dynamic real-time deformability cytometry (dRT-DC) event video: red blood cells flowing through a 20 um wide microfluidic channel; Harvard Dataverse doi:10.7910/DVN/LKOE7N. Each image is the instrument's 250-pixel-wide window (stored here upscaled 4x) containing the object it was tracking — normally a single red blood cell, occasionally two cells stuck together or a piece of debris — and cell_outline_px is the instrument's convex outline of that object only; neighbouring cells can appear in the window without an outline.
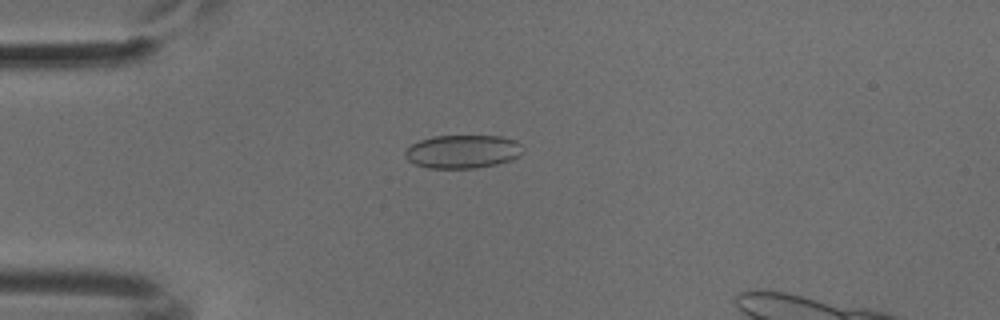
{"species": "common noctule bat (a hibernating species)", "species_latin": "Nyctalus noctula", "temperature_condition": "cold", "stored_images_in_passage": 50, "camera_frame_rate_fps": 3000, "um_per_image_px": 0.085, "animal": {"sex": "male", "body_mass_g": 18.8}, "frame": {"image": 1, "passage_image": 14, "time_ms": 4.333, "image_size_px": [1000, 320], "cell_outline_px": [[524, 148], [520, 156], [512, 160], [496, 164], [476, 168], [428, 168], [416, 164], [408, 160], [404, 156], [404, 152], [412, 144], [420, 140], [432, 136], [500, 136], [516, 140]], "centroid_in_image_um": [39.35, 12.88], "position_along_channel_um": 45.6, "area_um2": 23.0}}
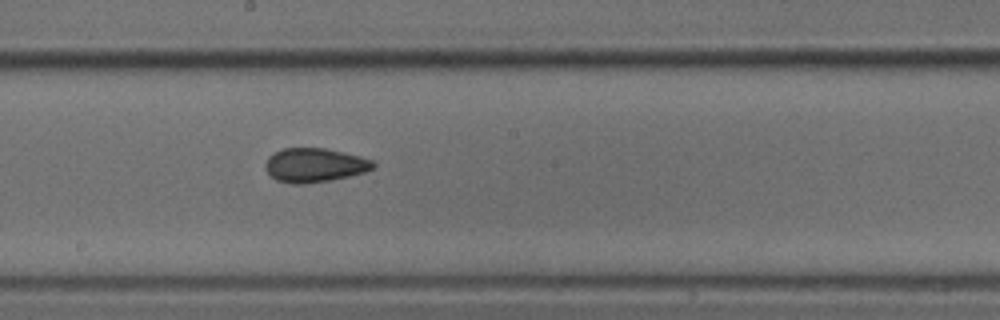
{"frame": {"image": 2, "passage_image": 29, "time_ms": 9.333, "image_size_px": [1000, 320], "cell_outline_px": [[376, 164], [372, 168], [364, 172], [348, 176], [328, 180], [304, 184], [292, 184], [276, 180], [264, 168], [264, 164], [268, 156], [284, 148], [324, 148], [344, 152], [360, 156], [372, 160]], "centroid_in_image_um": [26.71, 14.03], "position_along_channel_um": 221.5, "area_um2": 21.27}}
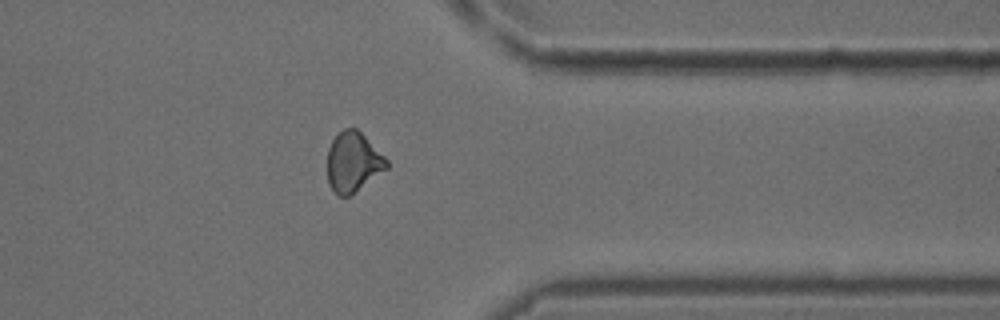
{"frame": {"image": 3, "passage_image": 42, "time_ms": 13.667, "image_size_px": [1000, 320], "cell_outline_px": [[388, 168], [348, 196], [340, 196], [328, 184], [328, 148], [332, 140], [344, 128], [356, 128], [388, 160]], "centroid_in_image_um": [30.01, 13.76], "position_along_channel_um": 381.4, "area_um2": 20.23}}